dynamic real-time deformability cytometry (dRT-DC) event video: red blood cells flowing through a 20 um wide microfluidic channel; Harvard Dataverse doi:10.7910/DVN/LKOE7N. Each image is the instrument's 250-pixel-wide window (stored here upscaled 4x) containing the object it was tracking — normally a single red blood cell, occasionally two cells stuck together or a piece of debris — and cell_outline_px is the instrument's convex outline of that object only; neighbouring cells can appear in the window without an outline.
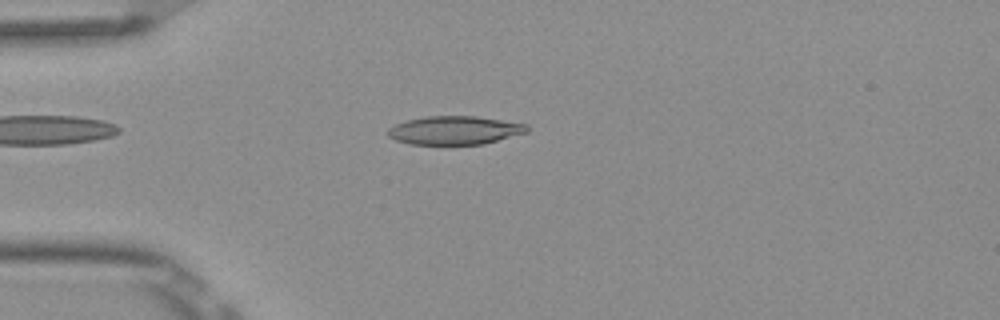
{"species": "Egyptian fruit bat (a non-hibernating species)", "species_latin": "Rousettus aegyptiacus", "temperature_condition": "room temperature", "stored_images_in_passage": 2, "camera_frame_rate_fps": 3000, "um_per_image_px": 0.085, "frame": {"image": 1, "passage_image": 2, "time_ms": 0.333, "image_size_px": [1000, 320], "cell_outline_px": [[528, 132], [484, 144], [412, 144], [396, 140], [388, 136], [388, 128], [396, 124], [408, 120], [424, 116], [476, 116], [528, 124]], "centroid_in_image_um": [38.67, 11.07], "position_along_channel_um": 46.3, "area_um2": 23.0}}